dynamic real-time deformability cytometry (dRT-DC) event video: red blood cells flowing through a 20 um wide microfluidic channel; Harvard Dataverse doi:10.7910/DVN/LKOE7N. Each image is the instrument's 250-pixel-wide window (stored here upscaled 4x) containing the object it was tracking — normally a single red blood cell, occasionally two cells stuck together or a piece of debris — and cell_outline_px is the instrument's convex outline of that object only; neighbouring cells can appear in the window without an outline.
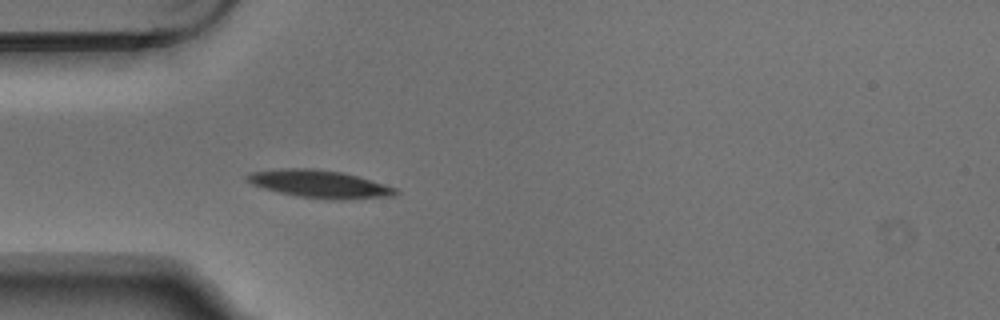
{"species": "Egyptian fruit bat (a non-hibernating species)", "species_latin": "Rousettus aegyptiacus", "temperature_condition": "warm", "stored_images_in_passage": 5, "camera_frame_rate_fps": 3000, "um_per_image_px": 0.085, "animal": {"sex": "male"}, "frame": {"image": 1, "passage_image": 5, "time_ms": 1.333, "image_size_px": [1000, 320], "cell_outline_px": [[400, 192], [392, 196], [344, 200], [332, 200], [300, 196], [280, 192], [264, 188], [252, 184], [244, 180], [244, 176], [252, 172], [280, 168], [312, 168], [344, 172], [396, 188]], "centroid_in_image_um": [27.15, 15.63], "position_along_channel_um": 57.8, "area_um2": 23.93}}